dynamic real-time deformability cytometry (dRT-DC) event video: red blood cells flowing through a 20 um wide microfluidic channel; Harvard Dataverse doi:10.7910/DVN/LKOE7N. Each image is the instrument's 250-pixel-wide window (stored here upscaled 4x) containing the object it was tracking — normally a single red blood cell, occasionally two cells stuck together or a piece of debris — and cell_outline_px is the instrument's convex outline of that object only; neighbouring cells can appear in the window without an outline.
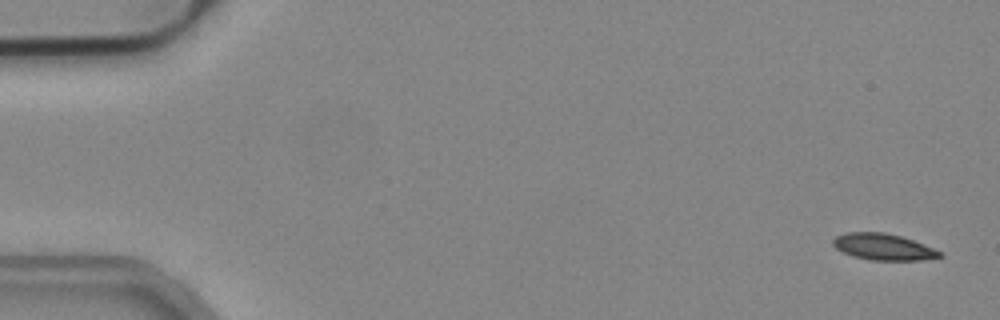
{"species": "common noctule bat (a hibernating species)", "species_latin": "Nyctalus noctula", "temperature_condition": "cold", "stored_images_in_passage": 52, "camera_frame_rate_fps": 3000, "um_per_image_px": 0.085, "animal": {"sex": "male", "body_mass_g": 19.2, "forearm_length_mm": 51.8}, "frame": {"image": 1, "passage_image": 1, "time_ms": 0.0, "image_size_px": [1000, 320], "cell_outline_px": [[944, 256], [920, 260], [868, 260], [852, 256], [836, 248], [832, 244], [832, 240], [836, 236], [844, 232], [884, 232], [900, 236], [924, 244], [944, 252]], "centroid_in_image_um": [75.09, 20.98], "position_along_channel_um": 9.9, "area_um2": 16.53}}
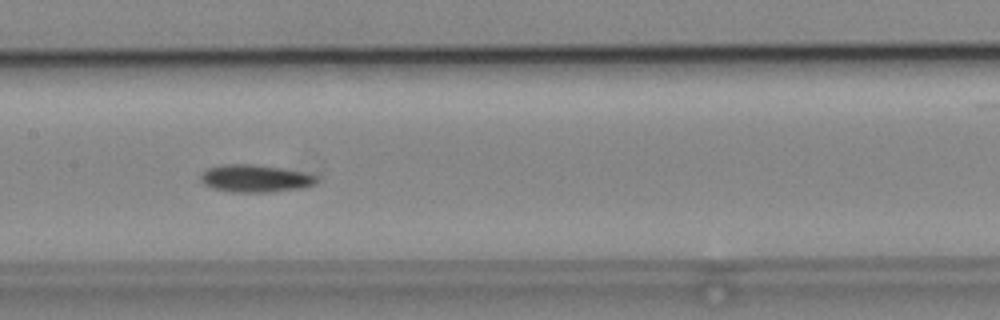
{"frame": {"image": 2, "passage_image": 25, "time_ms": 8.0, "image_size_px": [1000, 320], "cell_outline_px": [[316, 180], [312, 184], [300, 188], [272, 192], [232, 192], [212, 188], [204, 184], [200, 180], [200, 176], [208, 168], [224, 164], [252, 164], [280, 168], [300, 172], [316, 176]], "centroid_in_image_um": [21.62, 15.17], "position_along_channel_um": 185.8, "area_um2": 18.21}}
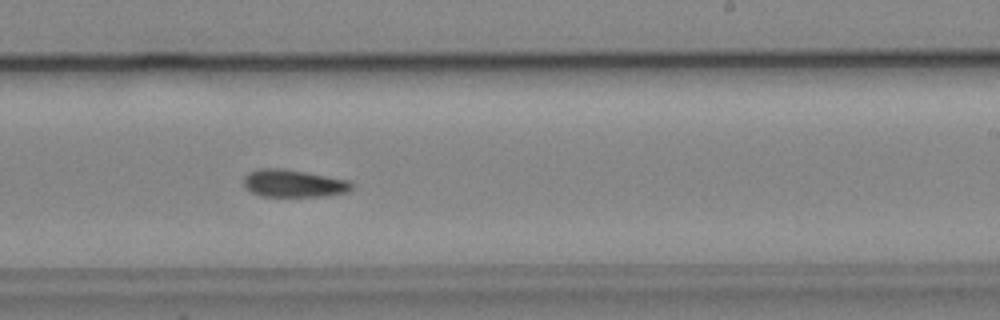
{"frame": {"image": 3, "passage_image": 31, "time_ms": 10.0, "image_size_px": [1000, 320], "cell_outline_px": [[352, 188], [348, 192], [328, 196], [260, 196], [252, 192], [244, 184], [244, 176], [248, 172], [260, 168], [284, 168], [348, 180], [352, 184]], "centroid_in_image_um": [24.95, 15.58], "position_along_channel_um": 264.0, "area_um2": 17.28}}